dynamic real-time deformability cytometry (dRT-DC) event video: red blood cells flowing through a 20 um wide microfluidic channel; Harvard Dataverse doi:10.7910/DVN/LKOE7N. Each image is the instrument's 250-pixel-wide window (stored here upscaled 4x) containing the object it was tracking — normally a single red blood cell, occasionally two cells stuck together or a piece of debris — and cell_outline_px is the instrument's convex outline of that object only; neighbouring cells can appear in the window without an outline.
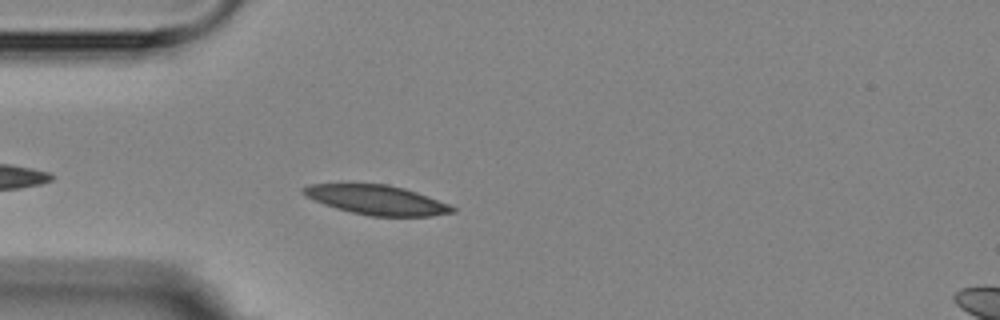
{"species": "Egyptian fruit bat (a non-hibernating species)", "species_latin": "Rousettus aegyptiacus", "temperature_condition": "room temperature", "stored_images_in_passage": 4, "camera_frame_rate_fps": 3000, "um_per_image_px": 0.085, "animal": {"sex": "female"}, "frame": {"image": 1, "passage_image": 4, "time_ms": 4.333, "image_size_px": [1000, 320], "cell_outline_px": [[456, 212], [432, 216], [372, 216], [352, 212], [336, 208], [324, 204], [300, 192], [300, 188], [308, 184], [388, 184], [404, 188], [416, 192], [448, 204], [456, 208]], "centroid_in_image_um": [32.02, 16.99], "position_along_channel_um": 53.0, "area_um2": 25.37}}